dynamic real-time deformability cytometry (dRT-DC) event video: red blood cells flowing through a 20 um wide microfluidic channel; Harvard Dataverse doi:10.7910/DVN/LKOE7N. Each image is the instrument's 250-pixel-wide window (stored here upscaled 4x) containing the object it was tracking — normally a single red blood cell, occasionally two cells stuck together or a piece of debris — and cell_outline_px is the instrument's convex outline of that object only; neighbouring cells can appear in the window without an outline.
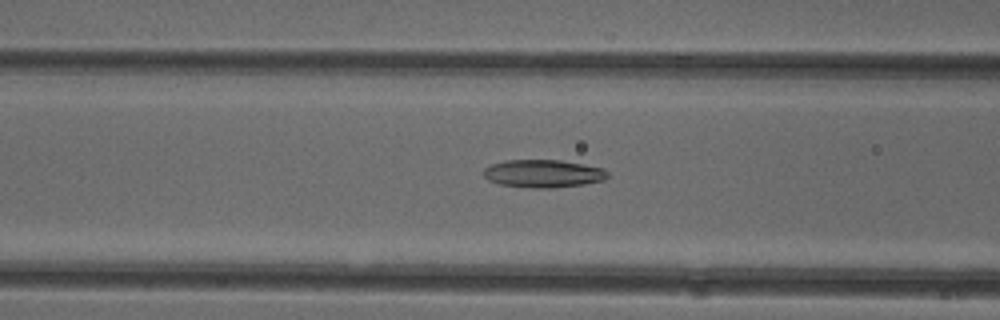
{"species": "common noctule bat (a hibernating species)", "species_latin": "Nyctalus noctula", "temperature_condition": "cold", "stored_images_in_passage": 48, "camera_frame_rate_fps": 3000, "um_per_image_px": 0.085, "animal": {"sex": "female"}, "frame": {"image": 1, "passage_image": 20, "time_ms": 6.333, "image_size_px": [1000, 320], "cell_outline_px": [[608, 176], [604, 180], [584, 184], [552, 188], [532, 188], [500, 184], [488, 180], [484, 176], [484, 168], [492, 164], [508, 160], [560, 160], [584, 164], [604, 168], [608, 172]], "centroid_in_image_um": [46.2, 14.75], "position_along_channel_um": 120.4, "area_um2": 20.11}}
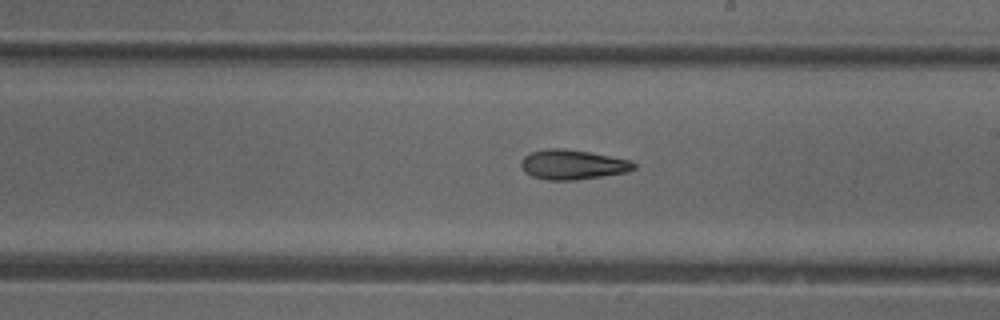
{"frame": {"image": 2, "passage_image": 29, "time_ms": 9.333, "image_size_px": [1000, 320], "cell_outline_px": [[636, 168], [628, 172], [576, 180], [548, 180], [532, 176], [524, 172], [520, 164], [520, 160], [524, 156], [532, 152], [548, 148], [564, 148], [588, 152], [628, 160], [636, 164]], "centroid_in_image_um": [48.64, 14.0], "position_along_channel_um": 240.4, "area_um2": 19.48}}
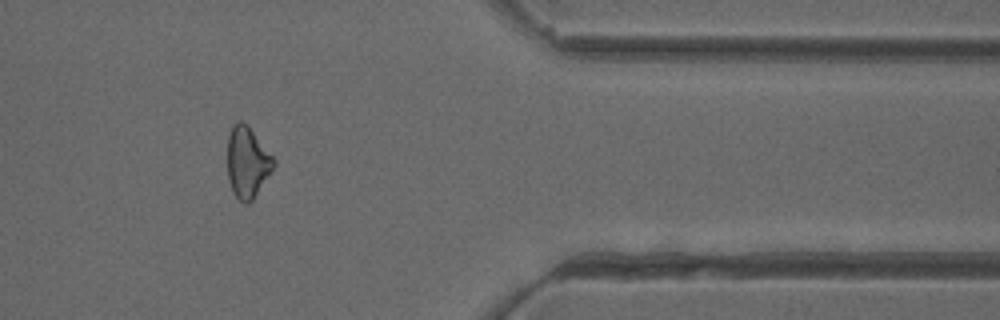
{"frame": {"image": 3, "passage_image": 42, "time_ms": 13.667, "image_size_px": [1000, 320], "cell_outline_px": [[276, 164], [252, 200], [248, 204], [244, 204], [232, 192], [228, 180], [228, 132], [240, 120], [252, 132], [276, 160]], "centroid_in_image_um": [21.01, 13.85], "position_along_channel_um": 390.4, "area_um2": 18.67}, "authors_computed_cell_mechanics": {"area_um2": 19.8254, "velocity_mm_per_s": 3.9902, "shape_relaxation_time_tau1_ms": null, "shape_relaxation_time_tau2_ms": 5.8265, "deformation_change_tau1": null, "deformation_change_tau2": 0.164}}